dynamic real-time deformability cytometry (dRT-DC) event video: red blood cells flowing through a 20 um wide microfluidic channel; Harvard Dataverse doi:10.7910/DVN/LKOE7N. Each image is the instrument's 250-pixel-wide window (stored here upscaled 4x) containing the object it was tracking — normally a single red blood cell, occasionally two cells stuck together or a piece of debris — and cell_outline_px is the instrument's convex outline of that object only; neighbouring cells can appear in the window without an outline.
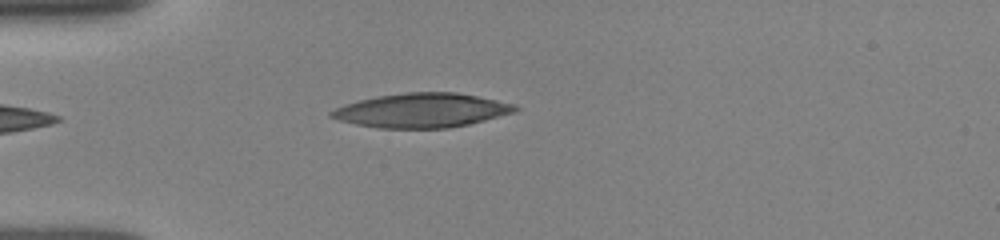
{"species": "human", "species_latin": "Homo sapiens", "temperature_condition": "room temperature", "stored_images_in_passage": 38, "camera_frame_rate_fps": 3000, "um_per_image_px": 0.085, "donor": {"sex": "female"}, "frame": {"image": 1, "passage_image": 1, "time_ms": 0.0, "image_size_px": [1000, 240], "cell_outline_px": [[520, 108], [516, 112], [468, 124], [448, 128], [380, 128], [356, 124], [340, 120], [328, 116], [328, 112], [344, 104], [376, 96], [408, 92], [456, 92], [516, 104]], "centroid_in_image_um": [35.85, 9.38], "position_along_channel_um": 49.1, "area_um2": 36.59}}
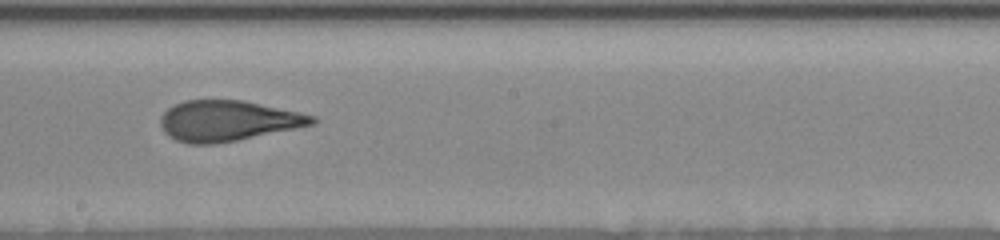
{"frame": {"image": 2, "passage_image": 15, "time_ms": 5.0, "image_size_px": [1000, 240], "cell_outline_px": [[316, 124], [216, 144], [188, 144], [176, 140], [168, 136], [164, 132], [160, 124], [160, 116], [168, 108], [184, 100], [244, 100], [316, 116]], "centroid_in_image_um": [19.33, 10.27], "position_along_channel_um": 228.9, "area_um2": 35.78}}
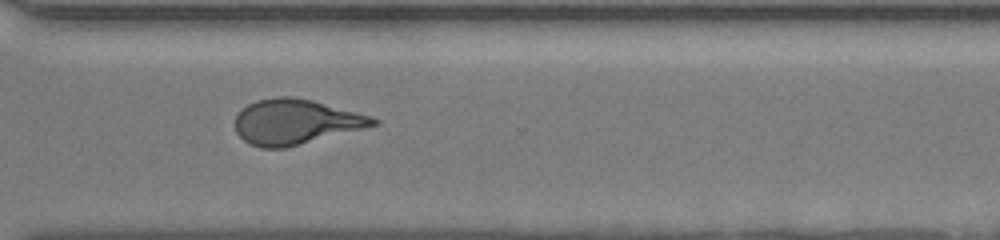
{"frame": {"image": 3, "passage_image": 26, "time_ms": 8.0, "image_size_px": [1000, 240], "cell_outline_px": [[380, 124], [284, 148], [260, 148], [244, 140], [236, 132], [236, 116], [248, 104], [256, 100], [276, 96], [292, 96], [312, 100], [368, 116], [380, 120]], "centroid_in_image_um": [25.1, 10.35], "position_along_channel_um": 345.5, "area_um2": 35.72}, "authors_computed_cell_mechanics": {"area_um2": 36.0094, "velocity_mm_per_s": 3.8956, "shape_relaxation_time_tau1_ms": 8.1708, "shape_relaxation_time_tau2_ms": 1.1168, "deformation_change_tau1": 0.2576, "deformation_change_tau2": 0.099}}